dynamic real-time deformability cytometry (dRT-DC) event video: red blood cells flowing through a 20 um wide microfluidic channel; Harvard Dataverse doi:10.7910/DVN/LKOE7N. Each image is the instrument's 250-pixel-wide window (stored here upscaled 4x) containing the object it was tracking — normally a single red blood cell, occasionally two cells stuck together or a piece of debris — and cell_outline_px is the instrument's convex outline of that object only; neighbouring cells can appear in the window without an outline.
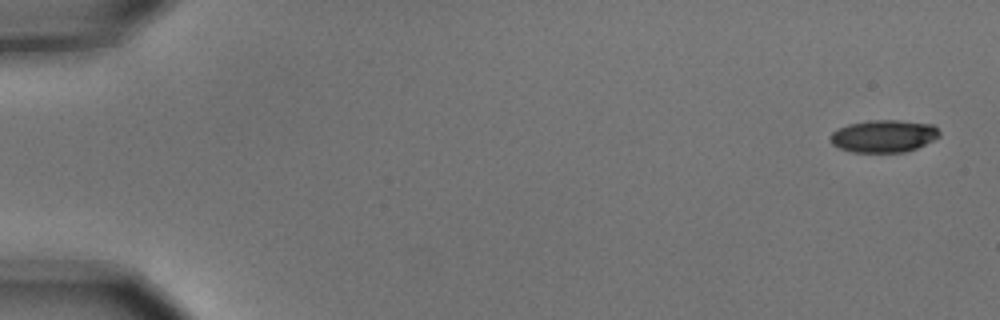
{"species": "common noctule bat (a hibernating species)", "species_latin": "Nyctalus noctula", "temperature_condition": "cold", "stored_images_in_passage": 5, "camera_frame_rate_fps": 3000, "um_per_image_px": 0.085, "animal": {"sex": "male", "body_mass_g": 15.6}, "frame": {"image": 1, "passage_image": 1, "time_ms": 0.0, "image_size_px": [1000, 320], "cell_outline_px": [[940, 136], [916, 148], [904, 152], [852, 152], [840, 148], [832, 144], [828, 140], [828, 136], [832, 132], [848, 124], [872, 120], [900, 120], [932, 124], [940, 132]], "centroid_in_image_um": [75.08, 11.56], "position_along_channel_um": 9.9, "area_um2": 20.58}}
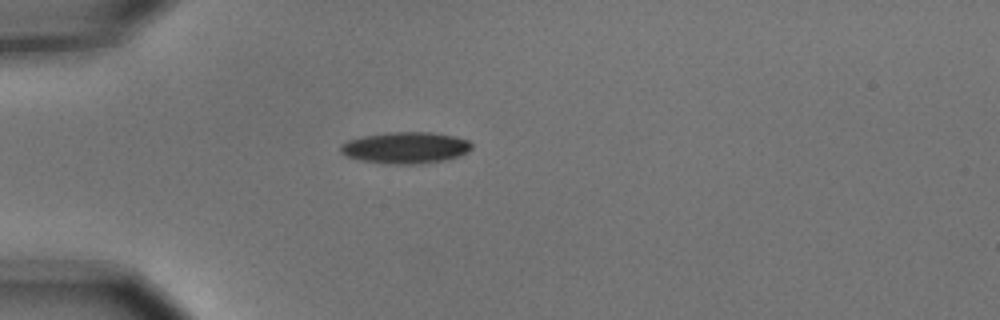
{"frame": {"image": 2, "passage_image": 5, "time_ms": 1.333, "image_size_px": [1000, 320], "cell_outline_px": [[472, 148], [468, 152], [460, 156], [444, 160], [420, 164], [384, 164], [356, 160], [344, 156], [340, 152], [340, 144], [348, 140], [364, 136], [388, 132], [432, 132], [452, 136], [468, 140], [472, 144]], "centroid_in_image_um": [34.43, 12.57], "position_along_channel_um": 50.6, "area_um2": 24.39}}